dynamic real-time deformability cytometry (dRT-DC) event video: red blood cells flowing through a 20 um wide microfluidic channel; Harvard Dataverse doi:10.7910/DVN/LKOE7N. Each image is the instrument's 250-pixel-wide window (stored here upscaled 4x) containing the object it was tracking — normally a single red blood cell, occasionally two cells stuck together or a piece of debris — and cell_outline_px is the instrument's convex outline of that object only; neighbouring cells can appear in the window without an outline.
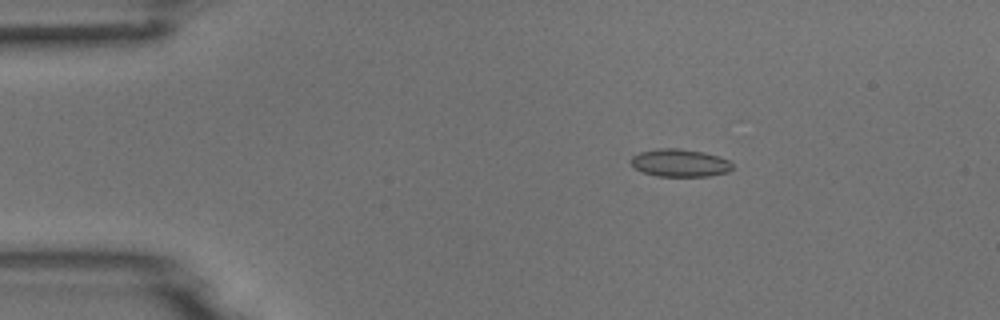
{"species": "common noctule bat (a hibernating species)", "species_latin": "Nyctalus noctula", "temperature_condition": "room temperature", "stored_images_in_passage": 4, "camera_frame_rate_fps": 3000, "um_per_image_px": 0.085, "animal": {"sex": "male", "body_mass_g": 18.8}, "frame": {"image": 1, "passage_image": 3, "time_ms": 0.667, "image_size_px": [1000, 320], "cell_outline_px": [[732, 168], [728, 172], [708, 176], [656, 176], [644, 172], [636, 168], [628, 160], [632, 156], [640, 152], [656, 148], [680, 148], [704, 152], [720, 156], [728, 160], [732, 164]], "centroid_in_image_um": [57.78, 13.83], "position_along_channel_um": 27.2, "area_um2": 16.47}}